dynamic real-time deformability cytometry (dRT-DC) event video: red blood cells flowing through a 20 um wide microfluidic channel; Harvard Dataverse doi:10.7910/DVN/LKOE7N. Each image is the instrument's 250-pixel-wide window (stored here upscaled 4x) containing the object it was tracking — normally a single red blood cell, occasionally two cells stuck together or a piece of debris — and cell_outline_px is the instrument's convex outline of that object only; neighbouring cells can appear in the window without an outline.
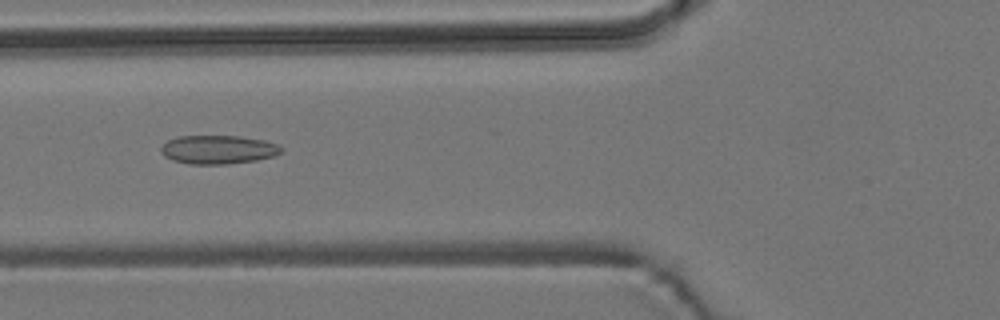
{"species": "common noctule bat (a hibernating species)", "species_latin": "Nyctalus noctula", "temperature_condition": "room temperature", "stored_images_in_passage": 8, "camera_frame_rate_fps": 3000, "um_per_image_px": 0.085, "animal": {"sex": "male", "body_mass_g": 19.2, "forearm_length_mm": 51.8}, "frame": {"image": 1, "passage_image": 6, "time_ms": 5.667, "image_size_px": [1000, 320], "cell_outline_px": [[284, 152], [272, 156], [256, 160], [228, 164], [188, 164], [172, 160], [164, 156], [160, 152], [160, 148], [168, 140], [176, 136], [240, 136], [264, 140], [280, 144], [284, 148]], "centroid_in_image_um": [18.56, 12.71], "position_along_channel_um": 107.2, "area_um2": 20.35}}
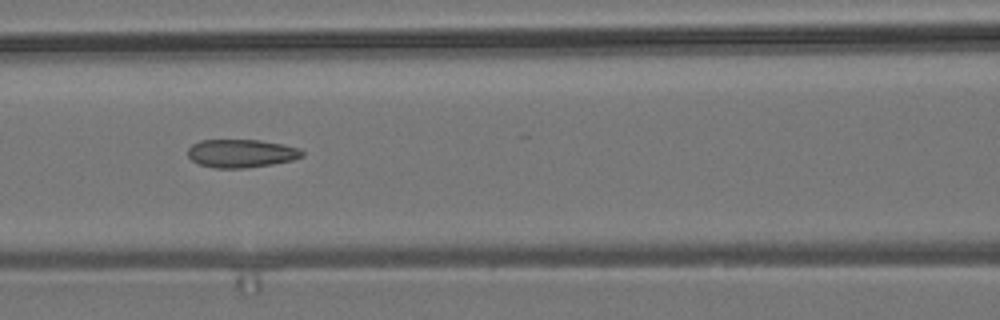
{"frame": {"image": 2, "passage_image": 7, "time_ms": 6.667, "image_size_px": [1000, 320], "cell_outline_px": [[304, 156], [292, 160], [272, 164], [244, 168], [216, 168], [200, 164], [192, 160], [188, 156], [188, 148], [192, 144], [200, 140], [260, 140], [300, 148], [304, 152]], "centroid_in_image_um": [20.51, 13.03], "position_along_channel_um": 146.1, "area_um2": 18.73}}
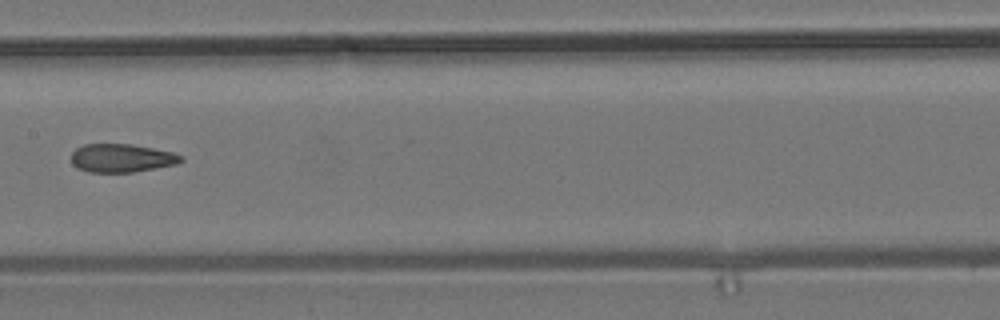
{"frame": {"image": 3, "passage_image": 8, "time_ms": 8.0, "image_size_px": [1000, 320], "cell_outline_px": [[184, 160], [176, 164], [132, 172], [88, 172], [76, 168], [72, 164], [72, 152], [76, 148], [84, 144], [132, 144], [172, 152], [184, 156]], "centroid_in_image_um": [10.32, 13.43], "position_along_channel_um": 197.1, "area_um2": 18.15}}